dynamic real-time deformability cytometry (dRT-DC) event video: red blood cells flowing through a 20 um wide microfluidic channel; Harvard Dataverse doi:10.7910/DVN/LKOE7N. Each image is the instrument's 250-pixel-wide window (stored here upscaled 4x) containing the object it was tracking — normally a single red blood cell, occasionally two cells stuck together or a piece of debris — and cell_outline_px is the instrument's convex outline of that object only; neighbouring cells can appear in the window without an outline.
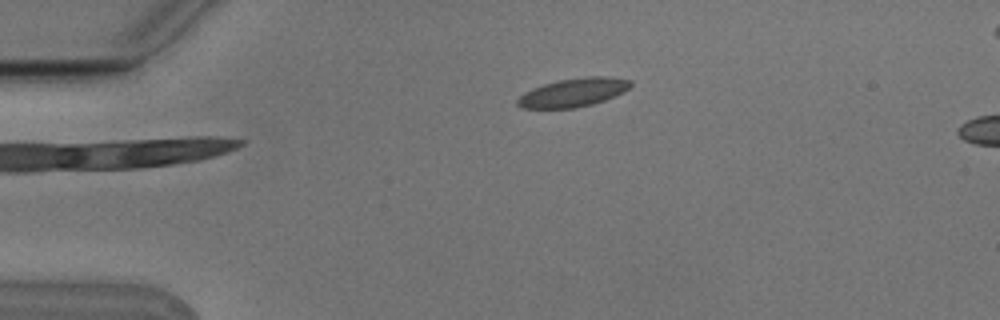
{"species": "Egyptian fruit bat (a non-hibernating species)", "species_latin": "Rousettus aegyptiacus", "temperature_condition": "cold", "stored_images_in_passage": 2, "camera_frame_rate_fps": 3000, "um_per_image_px": 0.085, "animal": {"sex": "male"}, "frame": {"image": 1, "passage_image": 1, "time_ms": 0.0, "image_size_px": [1000, 320], "cell_outline_px": [[632, 84], [624, 92], [604, 100], [592, 104], [572, 108], [524, 108], [516, 104], [516, 100], [524, 92], [532, 88], [544, 84], [560, 80], [588, 76], [604, 76], [632, 80]], "centroid_in_image_um": [48.73, 7.86], "position_along_channel_um": 36.3, "area_um2": 18.67}}